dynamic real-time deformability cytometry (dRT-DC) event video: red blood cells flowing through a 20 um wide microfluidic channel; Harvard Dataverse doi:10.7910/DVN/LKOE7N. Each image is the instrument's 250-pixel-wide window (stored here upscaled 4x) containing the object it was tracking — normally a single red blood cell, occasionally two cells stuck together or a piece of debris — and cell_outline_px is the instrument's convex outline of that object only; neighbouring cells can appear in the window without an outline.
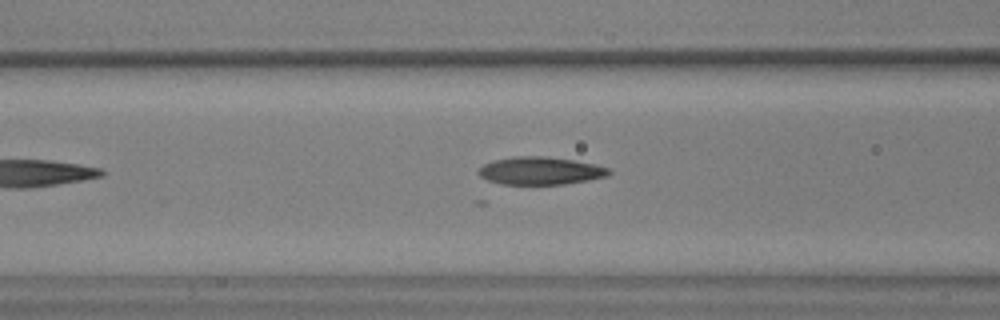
{"species": "common noctule bat (a hibernating species)", "species_latin": "Nyctalus noctula", "temperature_condition": "warm", "stored_images_in_passage": 6, "camera_frame_rate_fps": 3000, "um_per_image_px": 0.085, "animal": {"sex": "male", "body_mass_g": 17.9, "forearm_length_mm": 54.2}, "frame": {"image": 1, "passage_image": 4, "time_ms": 1.0, "image_size_px": [1000, 320], "cell_outline_px": [[612, 172], [608, 176], [564, 184], [500, 184], [488, 180], [480, 176], [476, 172], [484, 164], [496, 160], [512, 156], [548, 156], [572, 160], [592, 164], [608, 168]], "centroid_in_image_um": [45.9, 14.51], "position_along_channel_um": 120.7, "area_um2": 20.92}}